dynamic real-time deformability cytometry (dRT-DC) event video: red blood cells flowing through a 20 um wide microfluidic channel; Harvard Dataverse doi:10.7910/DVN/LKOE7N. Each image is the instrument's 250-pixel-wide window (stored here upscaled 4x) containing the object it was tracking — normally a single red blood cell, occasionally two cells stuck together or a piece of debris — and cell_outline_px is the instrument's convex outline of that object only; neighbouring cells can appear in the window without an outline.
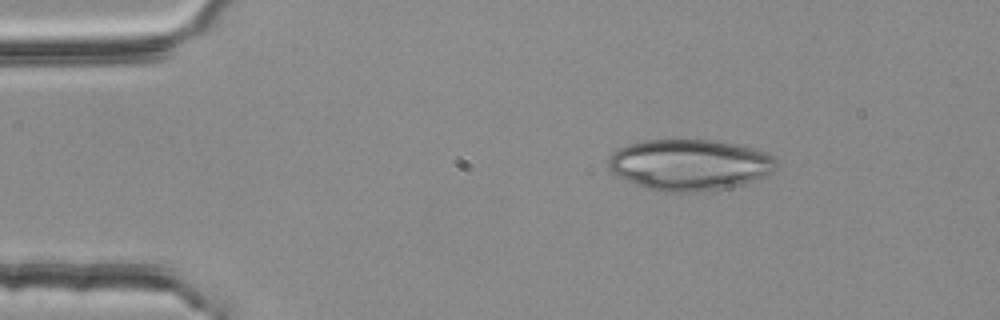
{"species": "common noctule bat (a hibernating species)", "species_latin": "Nyctalus noctula", "temperature_condition": "room temperature", "stored_images_in_passage": 3, "camera_frame_rate_fps": 3000, "um_per_image_px": 0.085, "animal": {"sex": "female", "body_mass_g": 25.1}, "frame": {"image": 1, "passage_image": 2, "time_ms": 0.333, "image_size_px": [1000, 320], "cell_outline_px": [[776, 168], [764, 176], [740, 184], [720, 188], [696, 192], [664, 192], [648, 188], [636, 184], [612, 172], [608, 168], [608, 160], [612, 152], [628, 144], [644, 140], [712, 140], [752, 148], [764, 152], [772, 156], [776, 160]], "centroid_in_image_um": [58.57, 14.0], "position_along_channel_um": 26.4, "area_um2": 49.3}}